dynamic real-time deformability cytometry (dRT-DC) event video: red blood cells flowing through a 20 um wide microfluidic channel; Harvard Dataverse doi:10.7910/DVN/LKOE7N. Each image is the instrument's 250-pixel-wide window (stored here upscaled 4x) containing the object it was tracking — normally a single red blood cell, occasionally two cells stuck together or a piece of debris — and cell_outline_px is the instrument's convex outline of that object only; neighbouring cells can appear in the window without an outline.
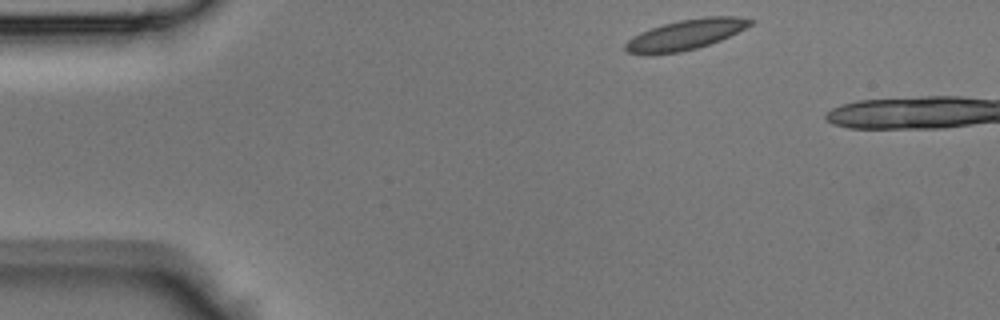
{"species": "Egyptian fruit bat (a non-hibernating species)", "species_latin": "Rousettus aegyptiacus", "temperature_condition": "room temperature", "stored_images_in_passage": 33, "camera_frame_rate_fps": 3000, "um_per_image_px": 0.085, "animal": {"sex": "male"}, "frame": {"image": 1, "passage_image": 1, "time_ms": 0.0, "image_size_px": [1000, 320], "cell_outline_px": [[756, 20], [752, 24], [720, 40], [696, 48], [680, 52], [644, 56], [628, 52], [624, 48], [624, 44], [632, 36], [640, 32], [664, 24], [680, 20], [704, 16], [736, 16]], "centroid_in_image_um": [58.22, 2.95], "position_along_channel_um": 26.8, "area_um2": 22.08}}
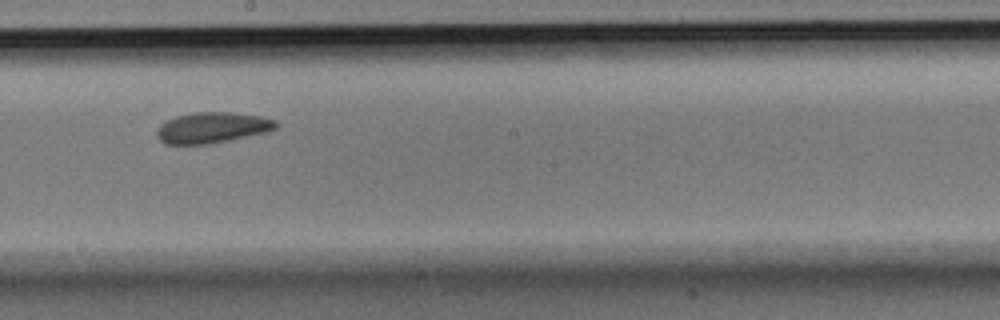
{"frame": {"image": 2, "passage_image": 19, "time_ms": 6.0, "image_size_px": [1000, 320], "cell_outline_px": [[280, 124], [276, 128], [268, 132], [208, 144], [164, 144], [156, 136], [156, 132], [160, 124], [176, 116], [192, 112], [232, 112], [260, 116], [276, 120]], "centroid_in_image_um": [18.05, 10.84], "position_along_channel_um": 230.2, "area_um2": 21.5}}
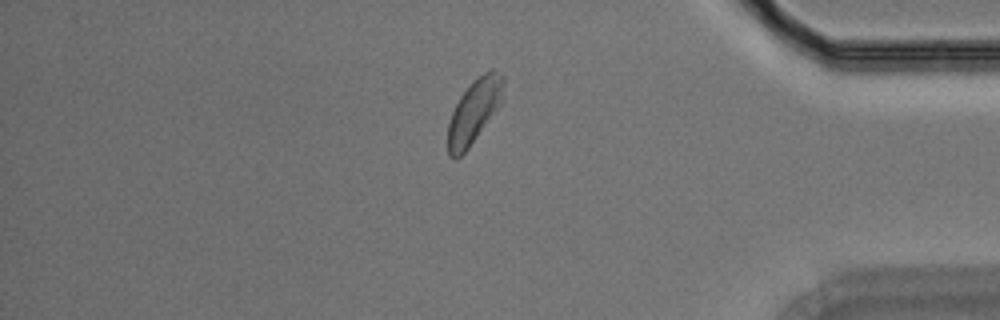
{"frame": {"image": 3, "passage_image": 32, "time_ms": 10.333, "image_size_px": [1000, 320], "cell_outline_px": [[504, 84], [500, 104], [468, 148], [456, 160], [448, 156], [448, 124], [452, 112], [460, 96], [484, 72], [492, 68], [504, 76]], "centroid_in_image_um": [40.29, 9.47], "position_along_channel_um": 394.9, "area_um2": 20.06}}